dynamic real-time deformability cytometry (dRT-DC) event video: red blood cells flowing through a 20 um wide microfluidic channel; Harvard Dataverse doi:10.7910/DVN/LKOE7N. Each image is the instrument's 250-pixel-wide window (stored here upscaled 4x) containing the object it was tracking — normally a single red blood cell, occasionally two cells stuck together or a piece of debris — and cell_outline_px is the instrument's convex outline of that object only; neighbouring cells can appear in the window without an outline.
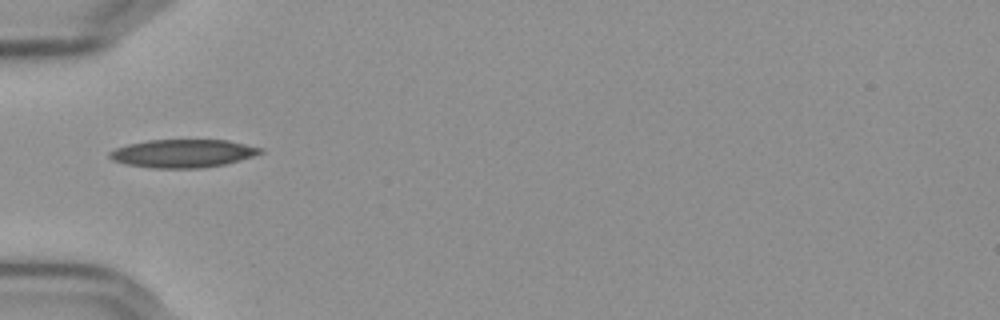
{"species": "Egyptian fruit bat (a non-hibernating species)", "species_latin": "Rousettus aegyptiacus", "temperature_condition": "cold", "stored_images_in_passage": 38, "camera_frame_rate_fps": 3000, "um_per_image_px": 0.085, "frame": {"image": 1, "passage_image": 1, "time_ms": 0.0, "image_size_px": [1000, 320], "cell_outline_px": [[264, 152], [240, 160], [224, 164], [200, 168], [152, 168], [124, 164], [112, 160], [108, 156], [108, 152], [116, 148], [128, 144], [148, 140], [228, 140], [264, 148]], "centroid_in_image_um": [15.53, 13.04], "position_along_channel_um": 69.5, "area_um2": 24.8}}
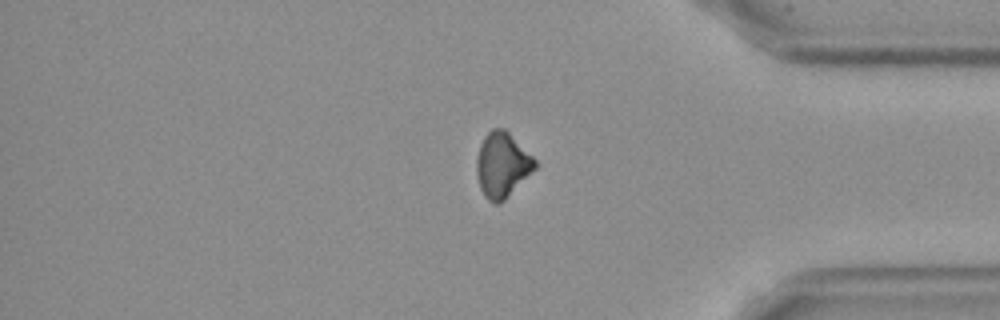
{"frame": {"image": 2, "passage_image": 29, "time_ms": 9.333, "image_size_px": [1000, 320], "cell_outline_px": [[536, 168], [504, 200], [496, 204], [488, 200], [484, 196], [480, 188], [476, 172], [476, 160], [480, 144], [484, 136], [492, 128], [504, 128], [536, 160]], "centroid_in_image_um": [42.66, 14.01], "position_along_channel_um": 392.5, "area_um2": 21.91}}
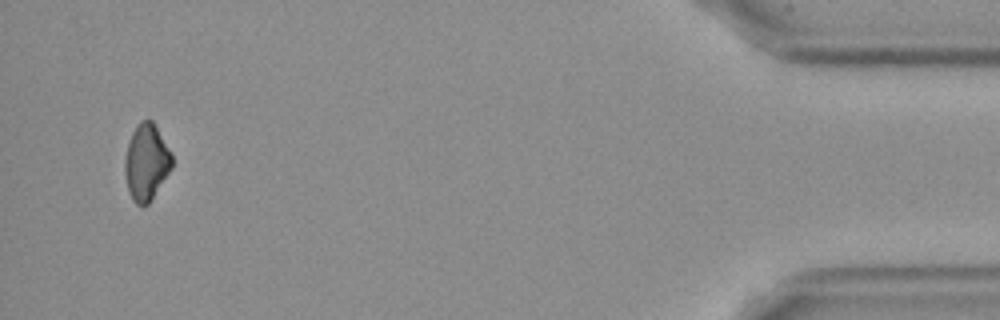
{"frame": {"image": 3, "passage_image": 36, "time_ms": 11.667, "image_size_px": [1000, 320], "cell_outline_px": [[172, 168], [148, 204], [136, 204], [132, 200], [128, 192], [124, 172], [124, 160], [128, 144], [132, 132], [136, 124], [140, 120], [152, 120], [172, 156]], "centroid_in_image_um": [12.41, 13.79], "position_along_channel_um": 422.8, "area_um2": 20.75}, "authors_computed_cell_mechanics": {"area_um2": 23.0044, "velocity_mm_per_s": 3.6504, "shape_relaxation_time_tau1_ms": 9.6347, "shape_relaxation_time_tau2_ms": null, "deformation_change_tau1": 0.1729, "deformation_change_tau2": null}}